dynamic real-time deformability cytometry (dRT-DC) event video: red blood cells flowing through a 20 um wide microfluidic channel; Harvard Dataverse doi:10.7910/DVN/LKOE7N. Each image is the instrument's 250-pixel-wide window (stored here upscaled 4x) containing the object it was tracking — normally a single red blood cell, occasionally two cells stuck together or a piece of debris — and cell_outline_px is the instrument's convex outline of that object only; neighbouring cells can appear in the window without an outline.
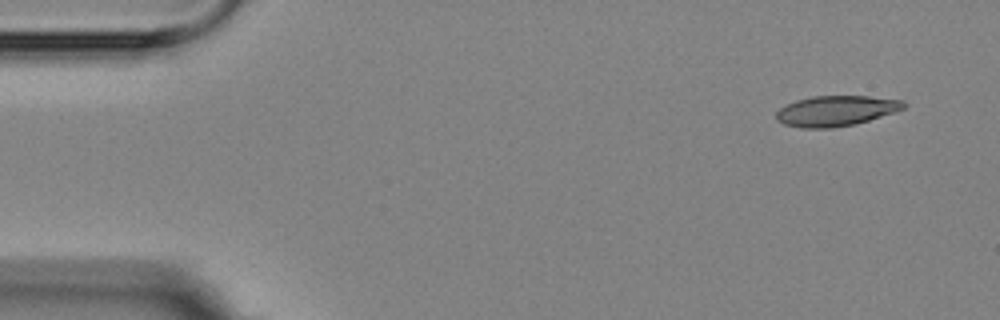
{"species": "Egyptian fruit bat (a non-hibernating species)", "species_latin": "Rousettus aegyptiacus", "temperature_condition": "room temperature", "stored_images_in_passage": 4, "camera_frame_rate_fps": 3000, "um_per_image_px": 0.085, "animal": {"sex": "female"}, "frame": {"image": 1, "passage_image": 1, "time_ms": 0.0, "image_size_px": [1000, 320], "cell_outline_px": [[904, 108], [896, 112], [856, 124], [832, 128], [800, 128], [784, 124], [776, 120], [776, 112], [780, 108], [796, 100], [812, 96], [868, 96], [904, 100]], "centroid_in_image_um": [71.06, 9.43], "position_along_channel_um": 13.9, "area_um2": 22.66}}